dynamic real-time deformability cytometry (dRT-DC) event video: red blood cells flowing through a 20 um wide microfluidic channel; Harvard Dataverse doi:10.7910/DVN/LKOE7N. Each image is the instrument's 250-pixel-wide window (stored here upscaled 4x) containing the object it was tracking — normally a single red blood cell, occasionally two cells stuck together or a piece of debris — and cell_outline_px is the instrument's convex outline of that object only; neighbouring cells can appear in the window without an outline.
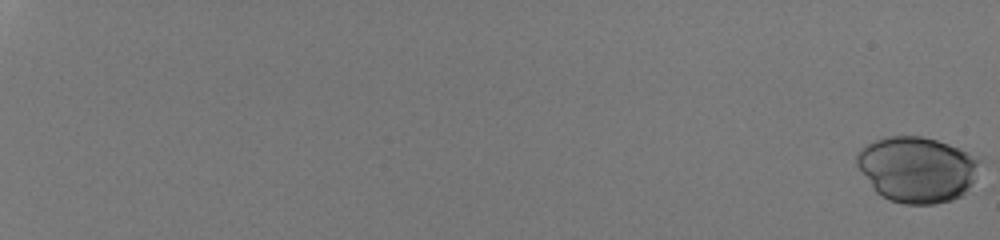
{"species": "human", "species_latin": "Homo sapiens", "temperature_condition": "room temperature", "stored_images_in_passage": 51, "camera_frame_rate_fps": 3000, "um_per_image_px": 0.085, "donor": {"sex": "male"}, "frame": {"image": 1, "passage_image": 1, "time_ms": 0.0, "image_size_px": [1000, 240], "cell_outline_px": [[984, 160], [964, 196], [952, 200], [936, 204], [904, 204], [888, 200], [880, 196], [872, 188], [856, 164], [856, 156], [860, 148], [876, 140], [888, 136], [924, 136], [984, 156]], "centroid_in_image_um": [78.01, 14.4], "position_along_channel_um": 7.0, "area_um2": 47.97}}
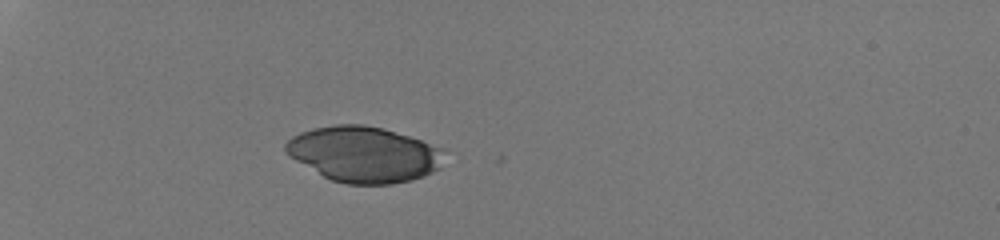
{"frame": {"image": 2, "passage_image": 22, "time_ms": 7.0, "image_size_px": [1000, 240], "cell_outline_px": [[440, 168], [424, 176], [412, 180], [392, 184], [348, 184], [332, 180], [324, 176], [296, 160], [284, 152], [284, 144], [292, 136], [300, 132], [312, 128], [336, 124], [364, 124], [384, 128], [420, 140], [440, 148]], "centroid_in_image_um": [30.88, 13.1], "position_along_channel_um": 54.1, "area_um2": 51.04}}
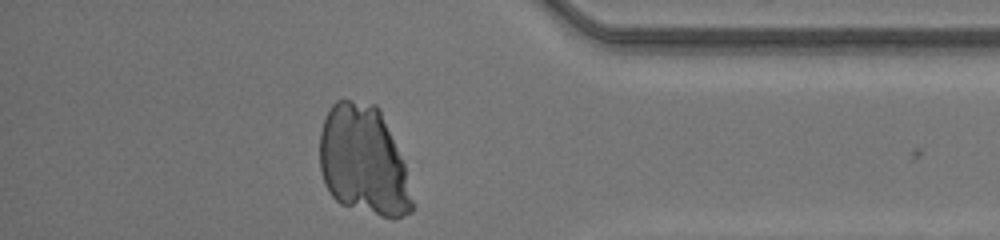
{"frame": {"image": 3, "passage_image": 51, "time_ms": 16.667, "image_size_px": [1000, 240], "cell_outline_px": [[416, 204], [412, 212], [392, 220], [340, 204], [328, 192], [324, 184], [320, 168], [320, 132], [328, 108], [336, 100], [352, 100], [376, 104], [380, 108], [404, 160]], "centroid_in_image_um": [30.93, 13.69], "position_along_channel_um": 404.3, "area_um2": 60.29}}